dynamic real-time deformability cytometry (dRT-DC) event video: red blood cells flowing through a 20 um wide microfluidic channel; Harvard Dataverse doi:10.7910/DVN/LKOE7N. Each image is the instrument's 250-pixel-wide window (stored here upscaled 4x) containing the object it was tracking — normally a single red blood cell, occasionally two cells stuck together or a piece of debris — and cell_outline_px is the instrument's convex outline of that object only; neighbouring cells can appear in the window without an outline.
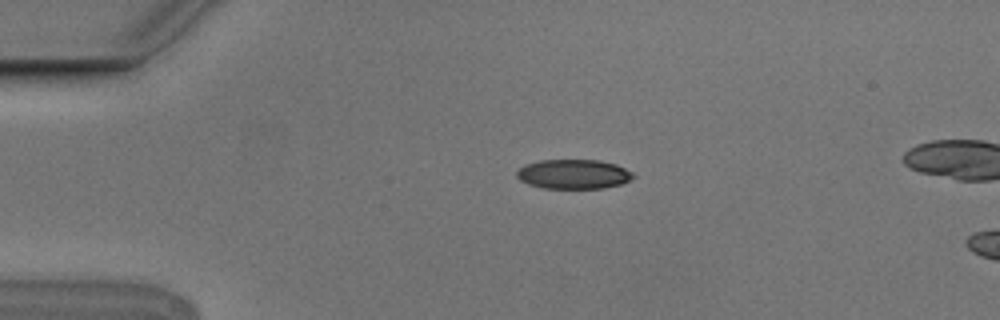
{"species": "Egyptian fruit bat (a non-hibernating species)", "species_latin": "Rousettus aegyptiacus", "temperature_condition": "cold", "stored_images_in_passage": 6, "camera_frame_rate_fps": 3000, "um_per_image_px": 0.085, "animal": {"sex": "male"}, "frame": {"image": 1, "passage_image": 4, "time_ms": 1.0, "image_size_px": [1000, 320], "cell_outline_px": [[636, 176], [632, 180], [620, 184], [604, 188], [544, 188], [528, 184], [520, 180], [516, 176], [516, 172], [520, 168], [528, 164], [540, 160], [600, 160], [616, 164], [632, 172]], "centroid_in_image_um": [48.78, 14.8], "position_along_channel_um": 36.2, "area_um2": 20.0}}